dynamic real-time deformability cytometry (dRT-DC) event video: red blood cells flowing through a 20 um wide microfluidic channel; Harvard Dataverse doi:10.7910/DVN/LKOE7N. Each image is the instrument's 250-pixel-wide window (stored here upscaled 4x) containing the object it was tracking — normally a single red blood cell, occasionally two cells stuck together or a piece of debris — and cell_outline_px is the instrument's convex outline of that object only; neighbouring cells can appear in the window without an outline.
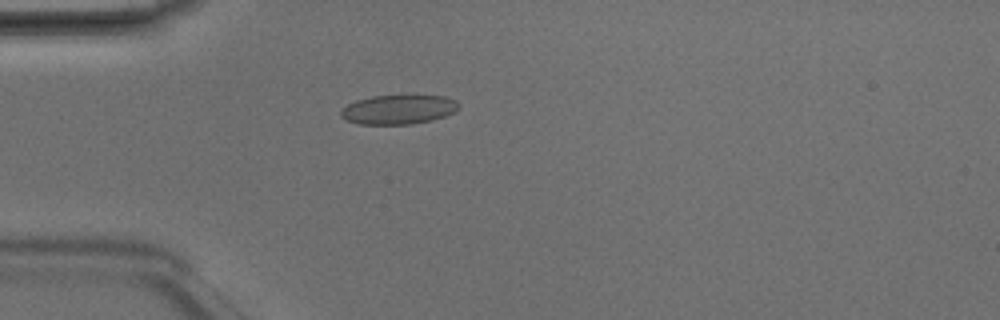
{"species": "Egyptian fruit bat (a non-hibernating species)", "species_latin": "Rousettus aegyptiacus", "temperature_condition": "room temperature", "stored_images_in_passage": 3, "camera_frame_rate_fps": 3000, "um_per_image_px": 0.085, "animal": {"sex": "male"}, "frame": {"image": 1, "passage_image": 3, "time_ms": 0.667, "image_size_px": [1000, 320], "cell_outline_px": [[460, 108], [456, 112], [432, 120], [412, 124], [360, 124], [344, 120], [340, 116], [340, 112], [348, 104], [356, 100], [372, 96], [444, 96], [456, 100], [460, 104]], "centroid_in_image_um": [33.89, 9.31], "position_along_channel_um": 51.1, "area_um2": 20.17}}